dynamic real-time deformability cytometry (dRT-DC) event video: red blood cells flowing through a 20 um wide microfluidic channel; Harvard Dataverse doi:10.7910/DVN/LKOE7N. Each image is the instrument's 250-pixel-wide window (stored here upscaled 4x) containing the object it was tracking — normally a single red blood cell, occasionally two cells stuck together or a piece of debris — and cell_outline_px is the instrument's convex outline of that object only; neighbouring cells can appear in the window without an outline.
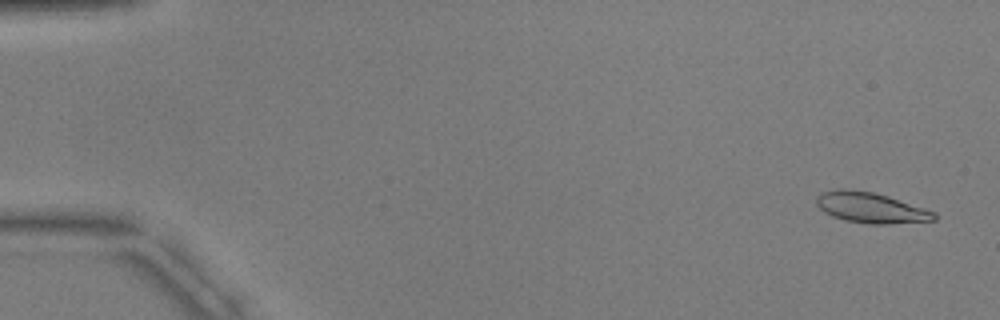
{"species": "common noctule bat (a hibernating species)", "species_latin": "Nyctalus noctula", "temperature_condition": "warm", "stored_images_in_passage": 6, "camera_frame_rate_fps": 3000, "um_per_image_px": 0.085, "animal": {"sex": "male", "body_mass_g": 17.9, "forearm_length_mm": 54.2}, "frame": {"image": 1, "passage_image": 1, "time_ms": 0.0, "image_size_px": [1000, 320], "cell_outline_px": [[936, 220], [888, 224], [868, 224], [844, 220], [832, 216], [824, 212], [816, 204], [816, 196], [820, 192], [836, 188], [844, 188], [872, 192], [888, 196], [936, 212]], "centroid_in_image_um": [73.98, 17.65], "position_along_channel_um": 11.0, "area_um2": 21.1}}